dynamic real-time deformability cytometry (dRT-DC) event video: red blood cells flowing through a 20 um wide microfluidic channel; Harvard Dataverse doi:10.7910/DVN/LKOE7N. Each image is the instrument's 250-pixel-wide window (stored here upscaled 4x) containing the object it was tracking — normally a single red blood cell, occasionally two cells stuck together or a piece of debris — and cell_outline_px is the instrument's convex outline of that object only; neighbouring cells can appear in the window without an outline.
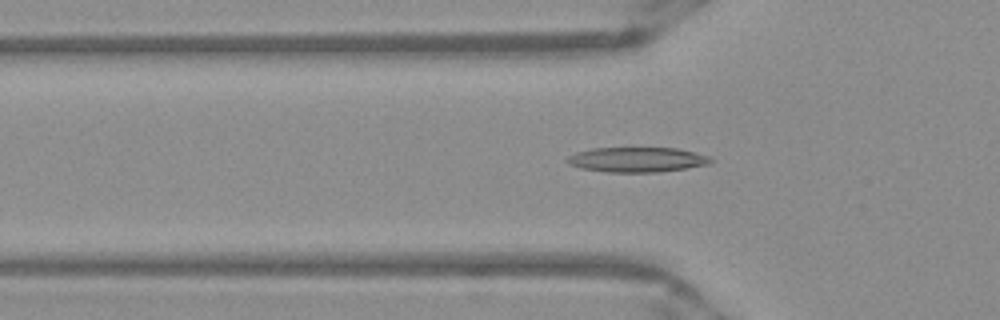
{"species": "Egyptian fruit bat (a non-hibernating species)", "species_latin": "Rousettus aegyptiacus", "temperature_condition": "warm", "stored_images_in_passage": 38, "camera_frame_rate_fps": 3000, "um_per_image_px": 0.085, "frame": {"image": 1, "passage_image": 4, "time_ms": 1.0, "image_size_px": [1000, 320], "cell_outline_px": [[712, 160], [708, 164], [660, 172], [608, 172], [580, 168], [568, 164], [564, 160], [568, 156], [576, 152], [592, 148], [676, 148], [712, 156]], "centroid_in_image_um": [54.11, 13.56], "position_along_channel_um": 71.7, "area_um2": 20.87}}
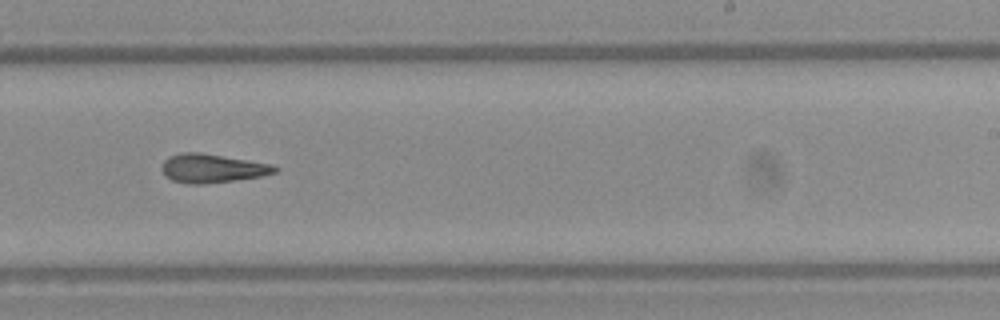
{"frame": {"image": 2, "passage_image": 19, "time_ms": 6.0, "image_size_px": [1000, 320], "cell_outline_px": [[280, 168], [276, 172], [260, 176], [204, 184], [188, 184], [172, 180], [164, 172], [164, 160], [180, 152], [200, 152], [272, 164]], "centroid_in_image_um": [18.08, 14.3], "position_along_channel_um": 270.9, "area_um2": 18.55}}
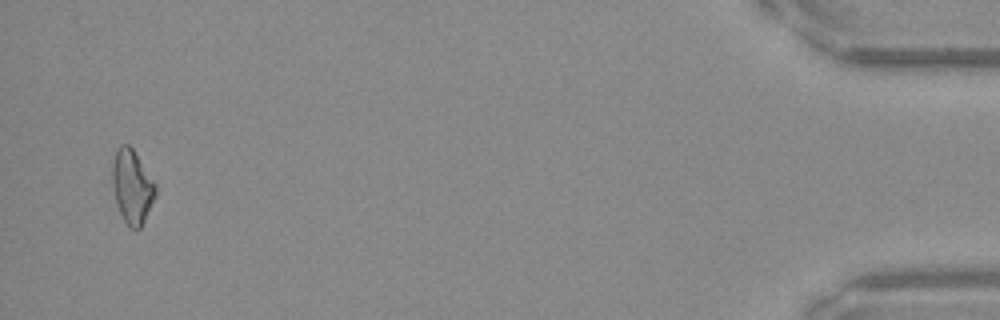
{"frame": {"image": 3, "passage_image": 37, "time_ms": 12.0, "image_size_px": [1000, 320], "cell_outline_px": [[156, 196], [140, 228], [128, 228], [120, 212], [112, 188], [112, 164], [116, 148], [120, 144], [128, 144], [132, 148], [156, 184]], "centroid_in_image_um": [11.22, 15.84], "position_along_channel_um": 424.0, "area_um2": 18.5}, "authors_computed_cell_mechanics": {"area_um2": 18.6405, "velocity_mm_per_s": 3.9619, "shape_relaxation_time_tau1_ms": null, "shape_relaxation_time_tau2_ms": 7.733, "deformation_change_tau1": null, "deformation_change_tau2": 0.2293}}